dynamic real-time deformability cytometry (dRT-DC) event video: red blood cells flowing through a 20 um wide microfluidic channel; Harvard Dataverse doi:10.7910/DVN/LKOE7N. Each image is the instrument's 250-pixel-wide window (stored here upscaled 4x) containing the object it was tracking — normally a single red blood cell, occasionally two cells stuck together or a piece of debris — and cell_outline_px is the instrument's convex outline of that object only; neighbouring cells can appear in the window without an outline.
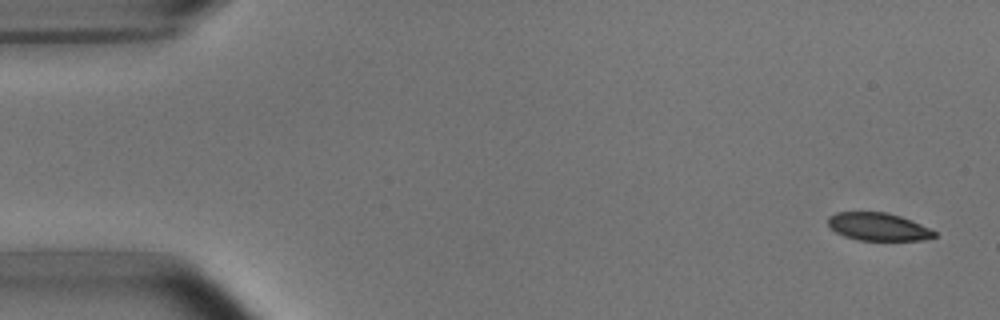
{"species": "common noctule bat (a hibernating species)", "species_latin": "Nyctalus noctula", "temperature_condition": "room temperature", "stored_images_in_passage": 6, "segment_of_instrument_passage": [2, 2], "camera_frame_rate_fps": 3000, "um_per_image_px": 0.085, "animal": {"sex": "male", "body_mass_g": 15.6}, "frame": {"image": 1, "passage_image": 6, "time_ms": 6.0, "image_size_px": [1000, 320], "cell_outline_px": [[936, 236], [924, 240], [860, 240], [844, 236], [836, 232], [828, 224], [828, 216], [836, 212], [888, 212], [912, 220], [936, 232]], "centroid_in_image_um": [74.64, 19.26], "position_along_channel_um": 10.4, "area_um2": 17.17}}